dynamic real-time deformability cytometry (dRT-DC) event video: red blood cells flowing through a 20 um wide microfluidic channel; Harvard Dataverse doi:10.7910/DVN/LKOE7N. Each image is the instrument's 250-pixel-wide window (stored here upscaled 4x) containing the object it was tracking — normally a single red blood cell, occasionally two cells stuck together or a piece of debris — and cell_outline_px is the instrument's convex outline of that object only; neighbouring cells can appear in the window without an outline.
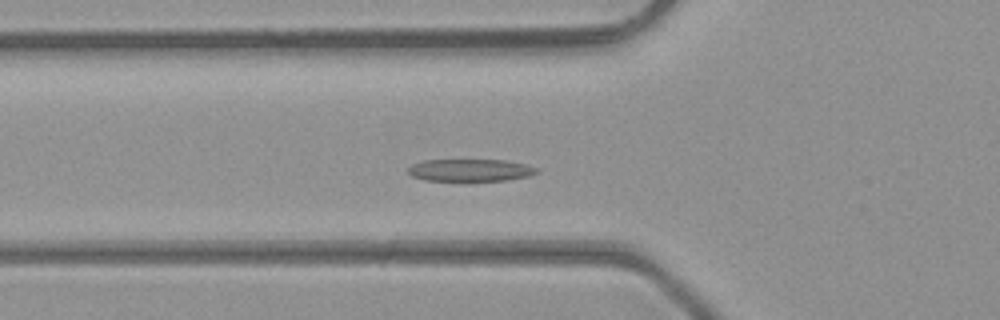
{"species": "common noctule bat (a hibernating species)", "species_latin": "Nyctalus noctula", "temperature_condition": "room temperature", "stored_images_in_passage": 33, "camera_frame_rate_fps": 3000, "um_per_image_px": 0.085, "animal": {"sex": "male", "body_mass_g": 23.1, "forearm_length_mm": 52.7}, "frame": {"image": 1, "passage_image": 11, "time_ms": 3.333, "image_size_px": [1000, 320], "cell_outline_px": [[540, 172], [528, 176], [508, 180], [468, 184], [464, 184], [424, 180], [412, 176], [408, 172], [408, 168], [412, 164], [424, 160], [508, 160], [540, 168]], "centroid_in_image_um": [39.99, 14.52], "position_along_channel_um": 85.8, "area_um2": 17.92}}
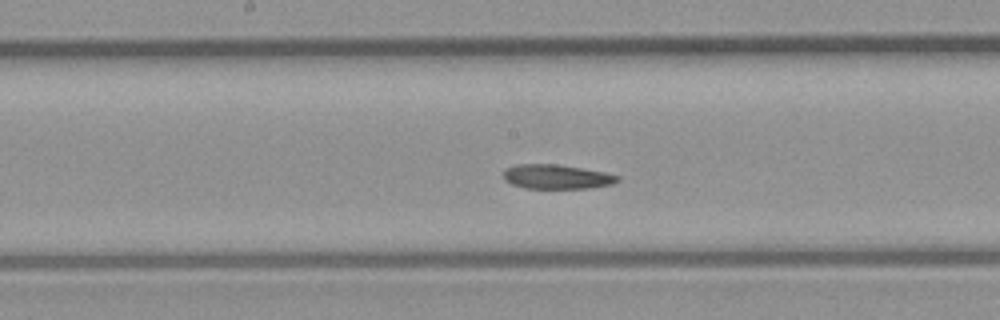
{"frame": {"image": 2, "passage_image": 19, "time_ms": 6.0, "image_size_px": [1000, 320], "cell_outline_px": [[620, 180], [612, 184], [592, 188], [524, 188], [512, 184], [504, 180], [504, 168], [516, 164], [556, 164], [604, 172], [620, 176]], "centroid_in_image_um": [47.3, 15.02], "position_along_channel_um": 200.9, "area_um2": 16.24}}
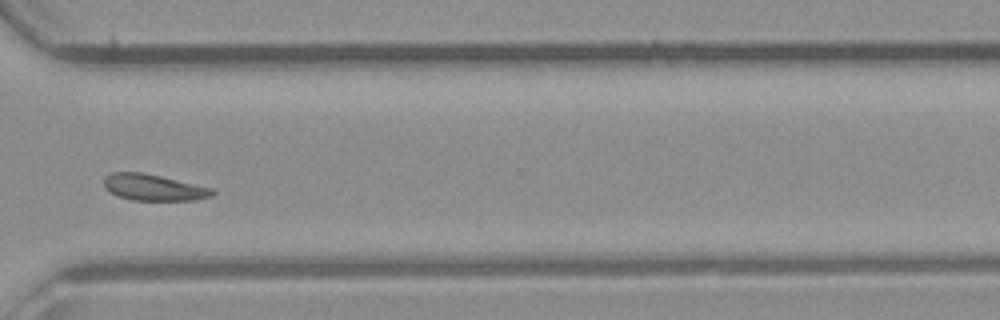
{"frame": {"image": 3, "passage_image": 30, "time_ms": 9.667, "image_size_px": [1000, 320], "cell_outline_px": [[216, 192], [212, 196], [196, 200], [132, 200], [120, 196], [104, 188], [104, 176], [112, 172], [140, 172], [160, 176], [212, 188]], "centroid_in_image_um": [13.06, 15.93], "position_along_channel_um": 357.5, "area_um2": 16.47}, "authors_computed_cell_mechanics": {"area_um2": 17.34, "velocity_mm_per_s": 4.2786, "shape_relaxation_time_tau1_ms": 5.5289, "shape_relaxation_time_tau2_ms": 3.6374, "deformation_change_tau1": 0.1108, "deformation_change_tau2": 0.0612}}